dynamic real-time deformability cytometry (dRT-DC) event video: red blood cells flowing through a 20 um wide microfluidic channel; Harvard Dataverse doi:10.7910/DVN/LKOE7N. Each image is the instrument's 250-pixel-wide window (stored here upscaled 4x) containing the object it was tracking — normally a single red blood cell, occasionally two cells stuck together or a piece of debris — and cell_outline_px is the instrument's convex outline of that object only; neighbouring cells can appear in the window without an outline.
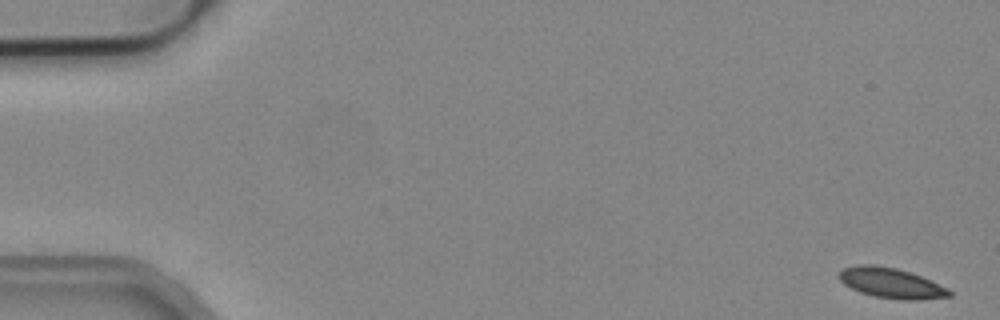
{"species": "common noctule bat (a hibernating species)", "species_latin": "Nyctalus noctula", "temperature_condition": "cold", "stored_images_in_passage": 5, "camera_frame_rate_fps": 3000, "um_per_image_px": 0.085, "animal": {"sex": "male", "body_mass_g": 19.2, "forearm_length_mm": 51.8}, "frame": {"image": 1, "passage_image": 1, "time_ms": 0.0, "image_size_px": [1000, 320], "cell_outline_px": [[952, 296], [920, 300], [904, 300], [872, 296], [860, 292], [844, 284], [840, 280], [840, 272], [844, 268], [856, 264], [872, 264], [896, 268], [920, 276], [948, 288], [952, 292]], "centroid_in_image_um": [75.75, 24.06], "position_along_channel_um": 9.2, "area_um2": 19.31}}